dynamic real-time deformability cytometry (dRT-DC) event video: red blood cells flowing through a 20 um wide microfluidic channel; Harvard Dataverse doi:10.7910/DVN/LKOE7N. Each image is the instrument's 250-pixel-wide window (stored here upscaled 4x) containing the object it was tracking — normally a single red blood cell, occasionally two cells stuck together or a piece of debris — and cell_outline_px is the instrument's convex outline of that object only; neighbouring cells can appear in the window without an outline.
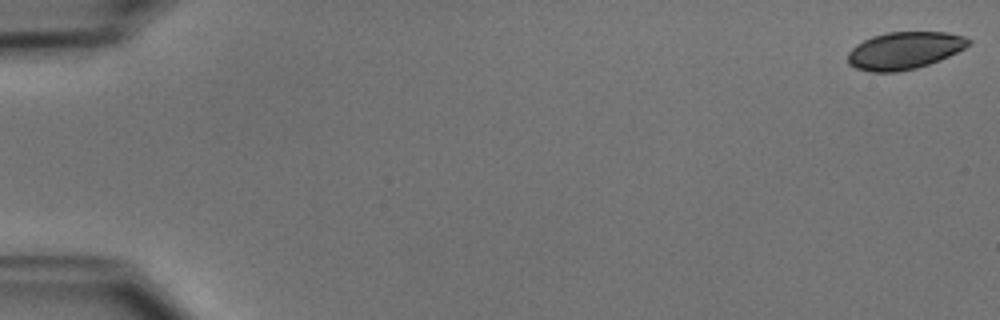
{"species": "common noctule bat (a hibernating species)", "species_latin": "Nyctalus noctula", "temperature_condition": "cold", "stored_images_in_passage": 52, "camera_frame_rate_fps": 3000, "um_per_image_px": 0.085, "animal": {"sex": "male", "body_mass_g": 15.6}, "frame": {"image": 1, "passage_image": 1, "time_ms": 0.0, "image_size_px": [1000, 320], "cell_outline_px": [[972, 44], [940, 60], [916, 68], [896, 72], [872, 72], [856, 68], [848, 64], [848, 52], [856, 44], [872, 36], [888, 32], [948, 32], [964, 36], [972, 40]], "centroid_in_image_um": [76.88, 4.29], "position_along_channel_um": 8.1, "area_um2": 26.3}}
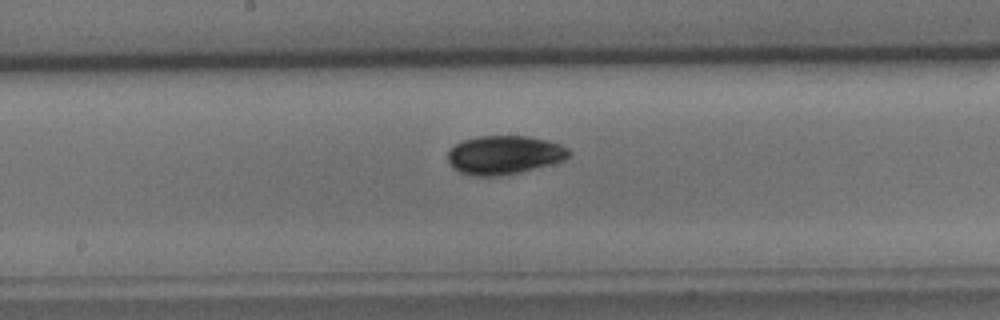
{"frame": {"image": 2, "passage_image": 28, "time_ms": 9.0, "image_size_px": [1000, 320], "cell_outline_px": [[572, 152], [564, 160], [520, 172], [500, 176], [472, 176], [460, 172], [452, 168], [448, 160], [448, 152], [456, 144], [464, 140], [476, 136], [528, 136], [560, 144], [568, 148]], "centroid_in_image_um": [42.84, 13.17], "position_along_channel_um": 205.4, "area_um2": 27.22}}
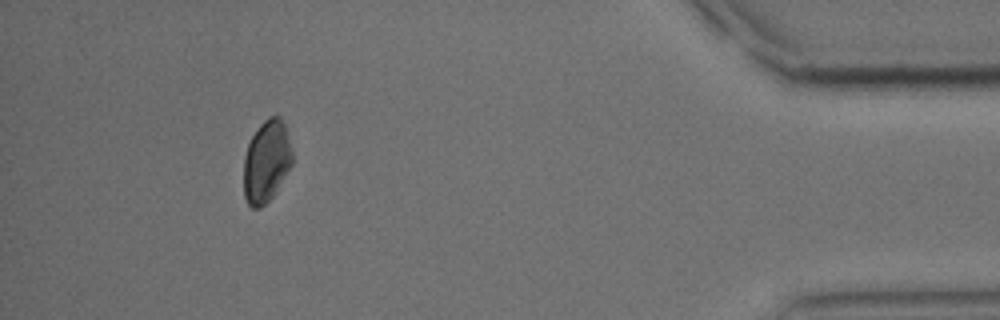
{"frame": {"image": 3, "passage_image": 48, "time_ms": 15.667, "image_size_px": [1000, 320], "cell_outline_px": [[292, 164], [272, 196], [260, 208], [252, 208], [248, 204], [244, 196], [244, 156], [248, 144], [252, 136], [260, 124], [268, 116], [280, 116], [284, 124], [292, 152]], "centroid_in_image_um": [22.63, 13.71], "position_along_channel_um": 412.6, "area_um2": 22.95}, "authors_computed_cell_mechanics": {"area_um2": 26.5591, "velocity_mm_per_s": 3.8991, "shape_relaxation_time_tau1_ms": 1.9495, "shape_relaxation_time_tau2_ms": null, "deformation_change_tau1": 0.0999, "deformation_change_tau2": null}}